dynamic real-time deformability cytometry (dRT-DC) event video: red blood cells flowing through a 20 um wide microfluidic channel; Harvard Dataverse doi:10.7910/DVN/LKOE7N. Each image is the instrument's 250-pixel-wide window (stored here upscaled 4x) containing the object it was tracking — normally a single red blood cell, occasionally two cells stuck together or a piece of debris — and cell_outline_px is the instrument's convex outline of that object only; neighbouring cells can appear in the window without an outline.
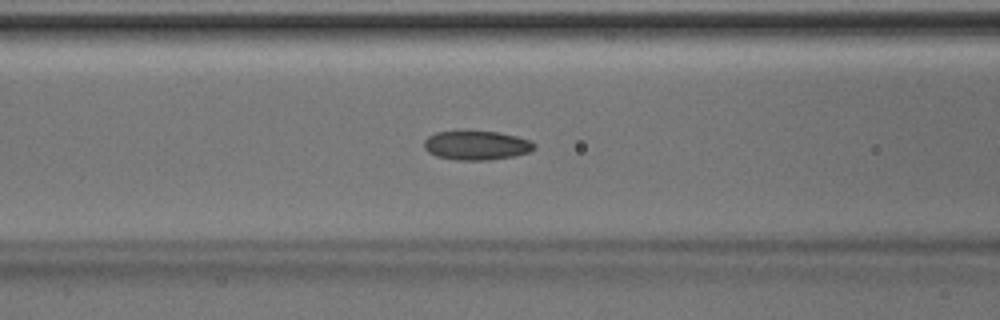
{"species": "Egyptian fruit bat (a non-hibernating species)", "species_latin": "Rousettus aegyptiacus", "temperature_condition": "room temperature", "stored_images_in_passage": 39, "segment_of_instrument_passage": [1, 2], "camera_frame_rate_fps": 3000, "um_per_image_px": 0.085, "animal": {"sex": "male"}, "frame": {"image": 1, "passage_image": 9, "time_ms": 2.667, "image_size_px": [1000, 320], "cell_outline_px": [[536, 148], [528, 152], [512, 156], [488, 160], [456, 160], [436, 156], [428, 152], [424, 148], [424, 140], [428, 136], [436, 132], [496, 132], [516, 136], [528, 140], [536, 144]], "centroid_in_image_um": [40.48, 12.37], "position_along_channel_um": 126.1, "area_um2": 18.44}}
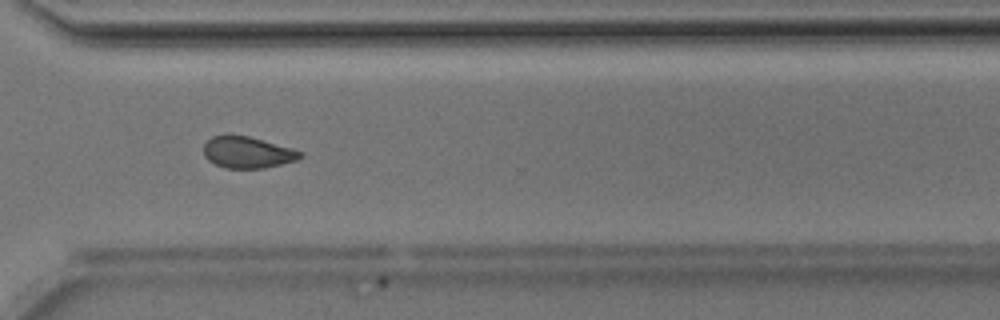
{"frame": {"image": 2, "passage_image": 25, "time_ms": 8.0, "image_size_px": [1000, 320], "cell_outline_px": [[304, 156], [296, 160], [264, 168], [224, 168], [208, 160], [204, 156], [204, 144], [212, 136], [224, 132], [228, 132], [248, 136], [292, 148], [304, 152]], "centroid_in_image_um": [21.0, 12.91], "position_along_channel_um": 349.6, "area_um2": 18.09}}
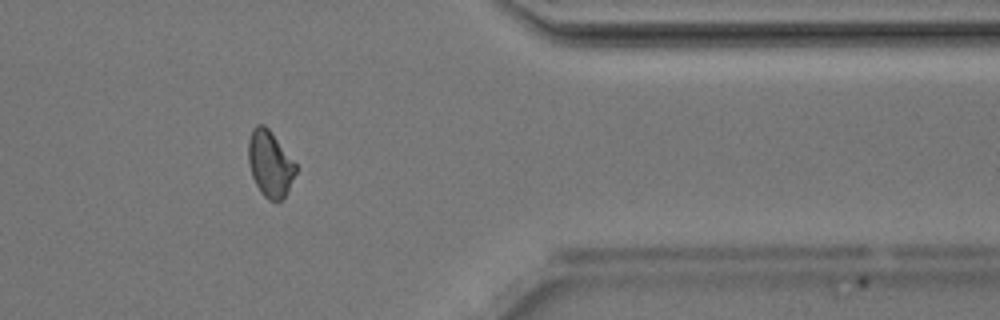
{"frame": {"image": 3, "passage_image": 29, "time_ms": 9.333, "image_size_px": [1000, 320], "cell_outline_px": [[296, 172], [284, 196], [280, 200], [268, 200], [260, 192], [252, 176], [248, 160], [248, 140], [252, 128], [256, 124], [264, 124], [268, 128], [296, 164]], "centroid_in_image_um": [22.92, 13.89], "position_along_channel_um": 388.5, "area_um2": 17.98}}